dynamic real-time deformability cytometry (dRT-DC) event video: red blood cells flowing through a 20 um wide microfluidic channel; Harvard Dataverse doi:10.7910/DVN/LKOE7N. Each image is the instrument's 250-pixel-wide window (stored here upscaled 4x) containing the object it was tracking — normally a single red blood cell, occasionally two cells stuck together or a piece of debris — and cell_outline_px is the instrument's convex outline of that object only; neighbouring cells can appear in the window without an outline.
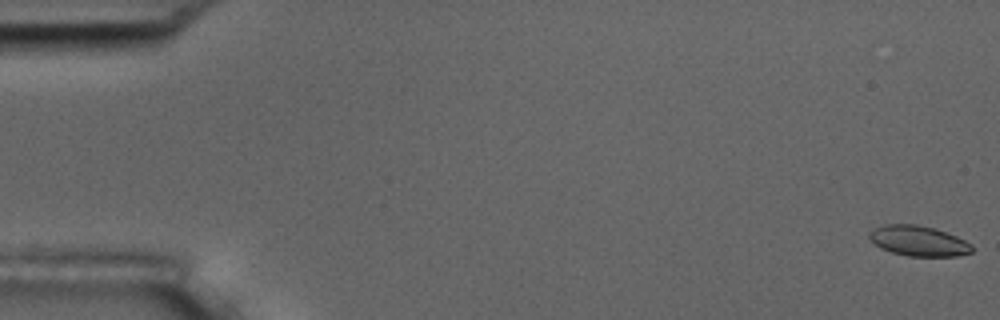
{"species": "common noctule bat (a hibernating species)", "species_latin": "Nyctalus noctula", "temperature_condition": "room temperature", "stored_images_in_passage": 6, "camera_frame_rate_fps": 3000, "um_per_image_px": 0.085, "animal": {"sex": "male", "body_mass_g": 17.5, "forearm_length_mm": 52.3}, "frame": {"image": 1, "passage_image": 1, "time_ms": 0.0, "image_size_px": [1000, 320], "cell_outline_px": [[972, 252], [956, 256], [908, 256], [892, 252], [880, 248], [868, 236], [868, 232], [884, 224], [916, 224], [936, 228], [956, 236], [972, 244]], "centroid_in_image_um": [78.08, 20.47], "position_along_channel_um": 6.9, "area_um2": 18.09}}